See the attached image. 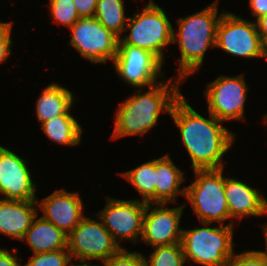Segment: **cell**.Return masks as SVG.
I'll list each match as a JSON object with an SVG mask.
<instances>
[{
  "mask_svg": "<svg viewBox=\"0 0 267 266\" xmlns=\"http://www.w3.org/2000/svg\"><path fill=\"white\" fill-rule=\"evenodd\" d=\"M178 127L193 170L222 169V161L232 147L235 133L223 126L211 113L209 119L195 111L182 96L174 103L171 114Z\"/></svg>",
  "mask_w": 267,
  "mask_h": 266,
  "instance_id": "6da1fadb",
  "label": "cell"
},
{
  "mask_svg": "<svg viewBox=\"0 0 267 266\" xmlns=\"http://www.w3.org/2000/svg\"><path fill=\"white\" fill-rule=\"evenodd\" d=\"M171 80L159 81L144 89L135 90L133 96L120 103L115 112V127L112 139L123 136L144 135L158 122L161 112L171 114L174 103L182 96L179 85L184 81L175 77Z\"/></svg>",
  "mask_w": 267,
  "mask_h": 266,
  "instance_id": "7a4b0ae2",
  "label": "cell"
},
{
  "mask_svg": "<svg viewBox=\"0 0 267 266\" xmlns=\"http://www.w3.org/2000/svg\"><path fill=\"white\" fill-rule=\"evenodd\" d=\"M218 2L215 0L199 12L178 18V32L173 31L172 43L179 44L181 55L176 76L183 81L200 70L205 52L215 47L217 25L225 12H218Z\"/></svg>",
  "mask_w": 267,
  "mask_h": 266,
  "instance_id": "3957f363",
  "label": "cell"
},
{
  "mask_svg": "<svg viewBox=\"0 0 267 266\" xmlns=\"http://www.w3.org/2000/svg\"><path fill=\"white\" fill-rule=\"evenodd\" d=\"M203 227L182 230L181 244L184 257L202 266H227L234 255V222L219 227ZM209 226V227H208Z\"/></svg>",
  "mask_w": 267,
  "mask_h": 266,
  "instance_id": "277c9868",
  "label": "cell"
},
{
  "mask_svg": "<svg viewBox=\"0 0 267 266\" xmlns=\"http://www.w3.org/2000/svg\"><path fill=\"white\" fill-rule=\"evenodd\" d=\"M223 170H193L195 180L185 188L184 197L201 223L224 225L225 221L230 220Z\"/></svg>",
  "mask_w": 267,
  "mask_h": 266,
  "instance_id": "5b68a950",
  "label": "cell"
},
{
  "mask_svg": "<svg viewBox=\"0 0 267 266\" xmlns=\"http://www.w3.org/2000/svg\"><path fill=\"white\" fill-rule=\"evenodd\" d=\"M127 36L119 38L124 44L148 50L164 63V47L173 44V25L165 11L153 0L144 9L128 17L125 32Z\"/></svg>",
  "mask_w": 267,
  "mask_h": 266,
  "instance_id": "8992f818",
  "label": "cell"
},
{
  "mask_svg": "<svg viewBox=\"0 0 267 266\" xmlns=\"http://www.w3.org/2000/svg\"><path fill=\"white\" fill-rule=\"evenodd\" d=\"M67 249L71 259L81 261L106 260L121 247L114 241L104 224L85 216L67 235Z\"/></svg>",
  "mask_w": 267,
  "mask_h": 266,
  "instance_id": "52a82bcc",
  "label": "cell"
},
{
  "mask_svg": "<svg viewBox=\"0 0 267 266\" xmlns=\"http://www.w3.org/2000/svg\"><path fill=\"white\" fill-rule=\"evenodd\" d=\"M69 29V44L81 57L97 64H105L108 59L114 60L118 52L119 37L106 29L95 17L80 18Z\"/></svg>",
  "mask_w": 267,
  "mask_h": 266,
  "instance_id": "ba28073f",
  "label": "cell"
},
{
  "mask_svg": "<svg viewBox=\"0 0 267 266\" xmlns=\"http://www.w3.org/2000/svg\"><path fill=\"white\" fill-rule=\"evenodd\" d=\"M104 209L96 214L102 220L104 227L110 232L114 241L121 248L122 240H130L136 244L142 237L144 216L147 203L133 200H118L106 197Z\"/></svg>",
  "mask_w": 267,
  "mask_h": 266,
  "instance_id": "9c48e42d",
  "label": "cell"
},
{
  "mask_svg": "<svg viewBox=\"0 0 267 266\" xmlns=\"http://www.w3.org/2000/svg\"><path fill=\"white\" fill-rule=\"evenodd\" d=\"M115 72L126 84L140 88L150 87L164 78V63L152 52L124 44L119 39L118 52L112 61Z\"/></svg>",
  "mask_w": 267,
  "mask_h": 266,
  "instance_id": "30bf717a",
  "label": "cell"
},
{
  "mask_svg": "<svg viewBox=\"0 0 267 266\" xmlns=\"http://www.w3.org/2000/svg\"><path fill=\"white\" fill-rule=\"evenodd\" d=\"M215 47L236 57H262L261 36L255 21H248L228 11L218 22Z\"/></svg>",
  "mask_w": 267,
  "mask_h": 266,
  "instance_id": "8fae6325",
  "label": "cell"
},
{
  "mask_svg": "<svg viewBox=\"0 0 267 266\" xmlns=\"http://www.w3.org/2000/svg\"><path fill=\"white\" fill-rule=\"evenodd\" d=\"M244 74L235 76L220 75L208 83L206 97L208 113L220 121L245 120L244 104L247 99V83Z\"/></svg>",
  "mask_w": 267,
  "mask_h": 266,
  "instance_id": "7c38bea8",
  "label": "cell"
},
{
  "mask_svg": "<svg viewBox=\"0 0 267 266\" xmlns=\"http://www.w3.org/2000/svg\"><path fill=\"white\" fill-rule=\"evenodd\" d=\"M186 204L164 208L166 203H147L141 240L152 248L181 243L179 225Z\"/></svg>",
  "mask_w": 267,
  "mask_h": 266,
  "instance_id": "4fadbf2b",
  "label": "cell"
},
{
  "mask_svg": "<svg viewBox=\"0 0 267 266\" xmlns=\"http://www.w3.org/2000/svg\"><path fill=\"white\" fill-rule=\"evenodd\" d=\"M27 160L0 146V193L2 199L39 201L36 183L31 177Z\"/></svg>",
  "mask_w": 267,
  "mask_h": 266,
  "instance_id": "5bb4252c",
  "label": "cell"
},
{
  "mask_svg": "<svg viewBox=\"0 0 267 266\" xmlns=\"http://www.w3.org/2000/svg\"><path fill=\"white\" fill-rule=\"evenodd\" d=\"M38 207L42 210V217L61 229L67 235L85 217L83 201L78 192H68L65 189L54 191L41 199Z\"/></svg>",
  "mask_w": 267,
  "mask_h": 266,
  "instance_id": "9a60e30c",
  "label": "cell"
},
{
  "mask_svg": "<svg viewBox=\"0 0 267 266\" xmlns=\"http://www.w3.org/2000/svg\"><path fill=\"white\" fill-rule=\"evenodd\" d=\"M260 191L240 180L225 177V197L230 219L267 215V199Z\"/></svg>",
  "mask_w": 267,
  "mask_h": 266,
  "instance_id": "2e32d148",
  "label": "cell"
},
{
  "mask_svg": "<svg viewBox=\"0 0 267 266\" xmlns=\"http://www.w3.org/2000/svg\"><path fill=\"white\" fill-rule=\"evenodd\" d=\"M38 201L0 198V233L22 240L33 219L39 215Z\"/></svg>",
  "mask_w": 267,
  "mask_h": 266,
  "instance_id": "e0dca14e",
  "label": "cell"
},
{
  "mask_svg": "<svg viewBox=\"0 0 267 266\" xmlns=\"http://www.w3.org/2000/svg\"><path fill=\"white\" fill-rule=\"evenodd\" d=\"M177 167L168 154L155 159V203L168 205L176 202L178 195L185 196L186 189H180L184 172Z\"/></svg>",
  "mask_w": 267,
  "mask_h": 266,
  "instance_id": "ac0fdd59",
  "label": "cell"
},
{
  "mask_svg": "<svg viewBox=\"0 0 267 266\" xmlns=\"http://www.w3.org/2000/svg\"><path fill=\"white\" fill-rule=\"evenodd\" d=\"M38 215L21 241H26L33 254L67 248V234Z\"/></svg>",
  "mask_w": 267,
  "mask_h": 266,
  "instance_id": "d6986e66",
  "label": "cell"
},
{
  "mask_svg": "<svg viewBox=\"0 0 267 266\" xmlns=\"http://www.w3.org/2000/svg\"><path fill=\"white\" fill-rule=\"evenodd\" d=\"M75 96L58 83H50L36 101L37 119L41 123L60 115H72Z\"/></svg>",
  "mask_w": 267,
  "mask_h": 266,
  "instance_id": "ffe728a7",
  "label": "cell"
},
{
  "mask_svg": "<svg viewBox=\"0 0 267 266\" xmlns=\"http://www.w3.org/2000/svg\"><path fill=\"white\" fill-rule=\"evenodd\" d=\"M42 130L53 142L66 146L81 144L82 126L72 115H60L41 123Z\"/></svg>",
  "mask_w": 267,
  "mask_h": 266,
  "instance_id": "44dd1931",
  "label": "cell"
},
{
  "mask_svg": "<svg viewBox=\"0 0 267 266\" xmlns=\"http://www.w3.org/2000/svg\"><path fill=\"white\" fill-rule=\"evenodd\" d=\"M94 17L119 38L125 32L128 17L123 0H98Z\"/></svg>",
  "mask_w": 267,
  "mask_h": 266,
  "instance_id": "7402d4cb",
  "label": "cell"
},
{
  "mask_svg": "<svg viewBox=\"0 0 267 266\" xmlns=\"http://www.w3.org/2000/svg\"><path fill=\"white\" fill-rule=\"evenodd\" d=\"M142 196V201L155 203V159L121 173Z\"/></svg>",
  "mask_w": 267,
  "mask_h": 266,
  "instance_id": "603a6c76",
  "label": "cell"
},
{
  "mask_svg": "<svg viewBox=\"0 0 267 266\" xmlns=\"http://www.w3.org/2000/svg\"><path fill=\"white\" fill-rule=\"evenodd\" d=\"M154 248L150 258L145 257L147 266H185L186 260L181 243Z\"/></svg>",
  "mask_w": 267,
  "mask_h": 266,
  "instance_id": "cb8c5ba5",
  "label": "cell"
},
{
  "mask_svg": "<svg viewBox=\"0 0 267 266\" xmlns=\"http://www.w3.org/2000/svg\"><path fill=\"white\" fill-rule=\"evenodd\" d=\"M50 16L68 29L80 19L73 0H50Z\"/></svg>",
  "mask_w": 267,
  "mask_h": 266,
  "instance_id": "d4e9b609",
  "label": "cell"
},
{
  "mask_svg": "<svg viewBox=\"0 0 267 266\" xmlns=\"http://www.w3.org/2000/svg\"><path fill=\"white\" fill-rule=\"evenodd\" d=\"M72 261L67 248L33 254L24 266H69Z\"/></svg>",
  "mask_w": 267,
  "mask_h": 266,
  "instance_id": "484cf974",
  "label": "cell"
},
{
  "mask_svg": "<svg viewBox=\"0 0 267 266\" xmlns=\"http://www.w3.org/2000/svg\"><path fill=\"white\" fill-rule=\"evenodd\" d=\"M104 266H147L145 256L140 252H129L121 248L116 254L103 260Z\"/></svg>",
  "mask_w": 267,
  "mask_h": 266,
  "instance_id": "4316f807",
  "label": "cell"
},
{
  "mask_svg": "<svg viewBox=\"0 0 267 266\" xmlns=\"http://www.w3.org/2000/svg\"><path fill=\"white\" fill-rule=\"evenodd\" d=\"M227 266H267V253L261 250L234 253Z\"/></svg>",
  "mask_w": 267,
  "mask_h": 266,
  "instance_id": "83f0119b",
  "label": "cell"
},
{
  "mask_svg": "<svg viewBox=\"0 0 267 266\" xmlns=\"http://www.w3.org/2000/svg\"><path fill=\"white\" fill-rule=\"evenodd\" d=\"M12 23L0 21V63L11 55L13 40L11 38Z\"/></svg>",
  "mask_w": 267,
  "mask_h": 266,
  "instance_id": "f1b7e54d",
  "label": "cell"
},
{
  "mask_svg": "<svg viewBox=\"0 0 267 266\" xmlns=\"http://www.w3.org/2000/svg\"><path fill=\"white\" fill-rule=\"evenodd\" d=\"M80 18L94 17L98 0H73Z\"/></svg>",
  "mask_w": 267,
  "mask_h": 266,
  "instance_id": "f546056e",
  "label": "cell"
},
{
  "mask_svg": "<svg viewBox=\"0 0 267 266\" xmlns=\"http://www.w3.org/2000/svg\"><path fill=\"white\" fill-rule=\"evenodd\" d=\"M251 14L256 17L255 21L267 14V0H249Z\"/></svg>",
  "mask_w": 267,
  "mask_h": 266,
  "instance_id": "4dcf8cb0",
  "label": "cell"
},
{
  "mask_svg": "<svg viewBox=\"0 0 267 266\" xmlns=\"http://www.w3.org/2000/svg\"><path fill=\"white\" fill-rule=\"evenodd\" d=\"M18 256H13L8 250L0 248V266H20Z\"/></svg>",
  "mask_w": 267,
  "mask_h": 266,
  "instance_id": "1f68e13d",
  "label": "cell"
},
{
  "mask_svg": "<svg viewBox=\"0 0 267 266\" xmlns=\"http://www.w3.org/2000/svg\"><path fill=\"white\" fill-rule=\"evenodd\" d=\"M255 23L259 34H267V14L258 18Z\"/></svg>",
  "mask_w": 267,
  "mask_h": 266,
  "instance_id": "d6a6232c",
  "label": "cell"
},
{
  "mask_svg": "<svg viewBox=\"0 0 267 266\" xmlns=\"http://www.w3.org/2000/svg\"><path fill=\"white\" fill-rule=\"evenodd\" d=\"M261 36V51L262 58L267 60V34H260Z\"/></svg>",
  "mask_w": 267,
  "mask_h": 266,
  "instance_id": "836d02e7",
  "label": "cell"
},
{
  "mask_svg": "<svg viewBox=\"0 0 267 266\" xmlns=\"http://www.w3.org/2000/svg\"><path fill=\"white\" fill-rule=\"evenodd\" d=\"M80 263H81V264L70 263L69 266H99V265H92V264L90 263V261H89V262H88V261H81Z\"/></svg>",
  "mask_w": 267,
  "mask_h": 266,
  "instance_id": "e575fe53",
  "label": "cell"
},
{
  "mask_svg": "<svg viewBox=\"0 0 267 266\" xmlns=\"http://www.w3.org/2000/svg\"><path fill=\"white\" fill-rule=\"evenodd\" d=\"M262 228H263V233L265 236V244H266L265 252L267 253V223L263 224Z\"/></svg>",
  "mask_w": 267,
  "mask_h": 266,
  "instance_id": "d590c367",
  "label": "cell"
},
{
  "mask_svg": "<svg viewBox=\"0 0 267 266\" xmlns=\"http://www.w3.org/2000/svg\"><path fill=\"white\" fill-rule=\"evenodd\" d=\"M264 120H265V123L267 124V113H266V115L264 117Z\"/></svg>",
  "mask_w": 267,
  "mask_h": 266,
  "instance_id": "8d00e7d4",
  "label": "cell"
}]
</instances>
